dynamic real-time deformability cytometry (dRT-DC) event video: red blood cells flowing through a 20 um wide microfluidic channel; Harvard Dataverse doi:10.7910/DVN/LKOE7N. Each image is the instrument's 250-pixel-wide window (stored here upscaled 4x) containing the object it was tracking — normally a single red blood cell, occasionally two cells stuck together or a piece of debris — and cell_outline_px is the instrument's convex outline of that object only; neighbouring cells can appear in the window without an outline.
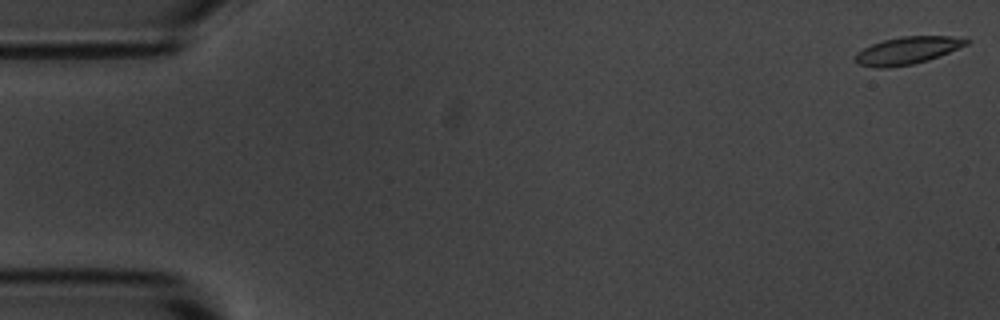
{"species": "common noctule bat (a hibernating species)", "species_latin": "Nyctalus noctula", "temperature_condition": "room temperature", "stored_images_in_passage": 11, "camera_frame_rate_fps": 3000, "um_per_image_px": 0.085, "animal": {"sex": "male", "body_mass_g": 20.1, "forearm_length_mm": 53.5}, "frame": {"image": 1, "passage_image": 1, "time_ms": 0.0, "image_size_px": [1000, 320], "cell_outline_px": [[972, 40], [968, 44], [928, 60], [912, 64], [888, 68], [876, 68], [856, 64], [852, 56], [856, 52], [872, 44], [884, 40], [900, 36], [948, 36]], "centroid_in_image_um": [77.05, 4.3], "position_along_channel_um": 7.9, "area_um2": 17.8}}
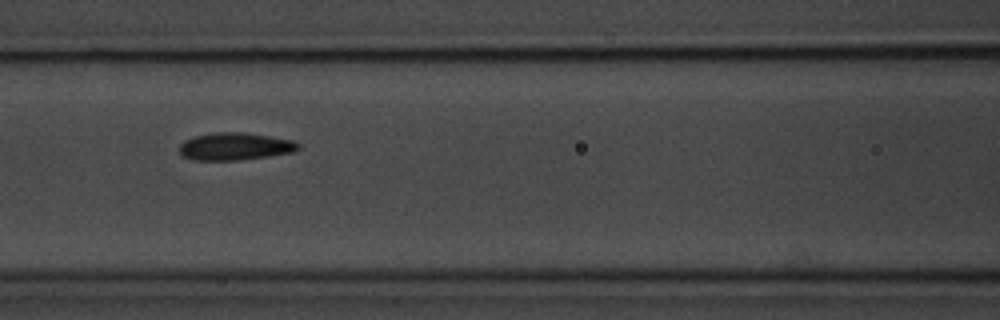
{"frame": {"image": 2, "passage_image": 7, "time_ms": 7.667, "image_size_px": [1000, 320], "cell_outline_px": [[300, 148], [292, 152], [268, 156], [236, 160], [192, 160], [184, 156], [180, 152], [180, 144], [184, 140], [192, 136], [212, 132], [244, 132], [292, 140], [300, 144]], "centroid_in_image_um": [19.94, 12.43], "position_along_channel_um": 146.7, "area_um2": 19.02}}
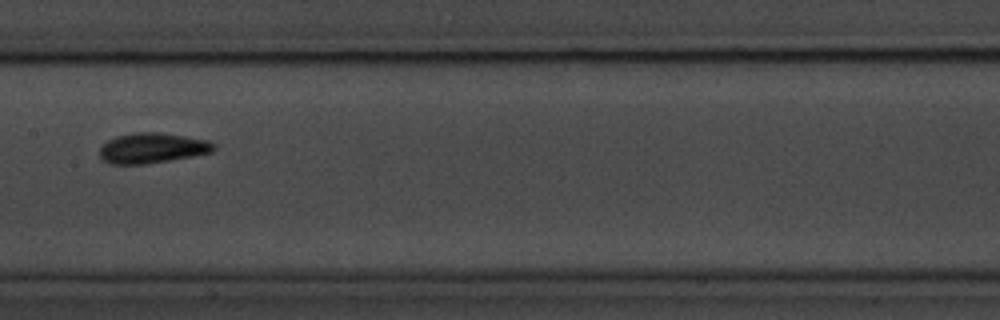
{"frame": {"image": 3, "passage_image": 8, "time_ms": 9.0, "image_size_px": [1000, 320], "cell_outline_px": [[216, 148], [212, 152], [192, 156], [148, 164], [112, 164], [104, 160], [100, 156], [100, 148], [108, 140], [116, 136], [136, 132], [160, 132], [208, 140], [216, 144]], "centroid_in_image_um": [12.96, 12.58], "position_along_channel_um": 194.4, "area_um2": 20.11}}